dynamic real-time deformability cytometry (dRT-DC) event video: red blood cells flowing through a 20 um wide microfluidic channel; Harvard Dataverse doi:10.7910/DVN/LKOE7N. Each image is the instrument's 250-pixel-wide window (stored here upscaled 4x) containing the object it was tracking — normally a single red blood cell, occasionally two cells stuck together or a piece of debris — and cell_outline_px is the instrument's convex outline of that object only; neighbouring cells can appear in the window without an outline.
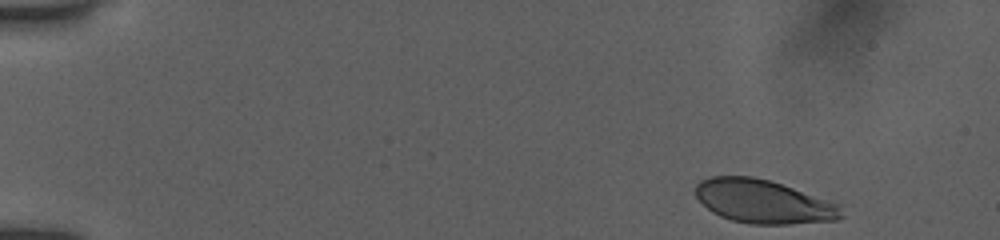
{"species": "human", "species_latin": "Homo sapiens", "temperature_condition": "room temperature", "stored_images_in_passage": 48, "camera_frame_rate_fps": 3000, "um_per_image_px": 0.085, "donor": {"sex": "female"}, "frame": {"image": 1, "passage_image": 1, "time_ms": 0.0, "image_size_px": [1000, 240], "cell_outline_px": [[844, 216], [836, 220], [788, 224], [752, 224], [732, 220], [720, 216], [712, 212], [692, 192], [692, 188], [700, 180], [712, 176], [752, 176], [768, 180], [840, 204]], "centroid_in_image_um": [64.85, 17.13], "position_along_channel_um": 20.2, "area_um2": 36.93}}
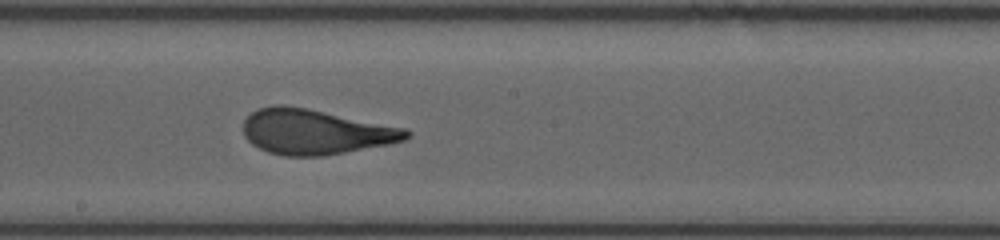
{"frame": {"image": 2, "passage_image": 26, "time_ms": 8.333, "image_size_px": [1000, 240], "cell_outline_px": [[412, 136], [404, 140], [388, 144], [324, 156], [284, 156], [268, 152], [252, 144], [244, 136], [244, 120], [252, 112], [260, 108], [272, 104], [284, 104], [308, 108], [408, 128], [412, 132]], "centroid_in_image_um": [26.83, 11.19], "position_along_channel_um": 221.4, "area_um2": 43.18}}
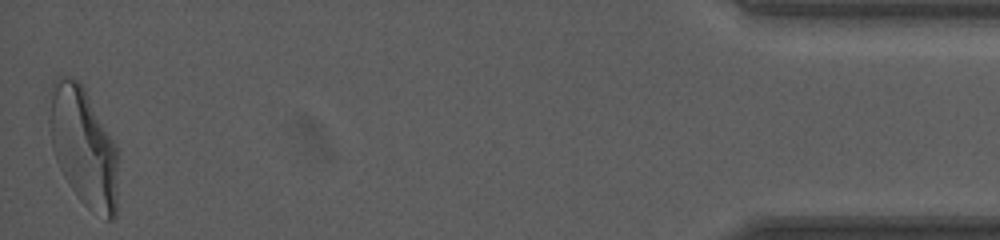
{"frame": {"image": 3, "passage_image": 48, "time_ms": 15.667, "image_size_px": [1000, 240], "cell_outline_px": [[116, 216], [112, 220], [108, 220], [92, 212], [80, 200], [64, 176], [56, 160], [52, 148], [48, 120], [52, 80], [56, 76], [72, 76], [80, 80], [116, 144]], "centroid_in_image_um": [7.06, 12.42], "position_along_channel_um": 428.1, "area_um2": 47.69}, "authors_computed_cell_mechanics": {"area_um2": 42.5986, "velocity_mm_per_s": 3.917, "shape_relaxation_time_tau1_ms": 4.8282, "shape_relaxation_time_tau2_ms": null, "deformation_change_tau1": 0.1897, "deformation_change_tau2": null}}